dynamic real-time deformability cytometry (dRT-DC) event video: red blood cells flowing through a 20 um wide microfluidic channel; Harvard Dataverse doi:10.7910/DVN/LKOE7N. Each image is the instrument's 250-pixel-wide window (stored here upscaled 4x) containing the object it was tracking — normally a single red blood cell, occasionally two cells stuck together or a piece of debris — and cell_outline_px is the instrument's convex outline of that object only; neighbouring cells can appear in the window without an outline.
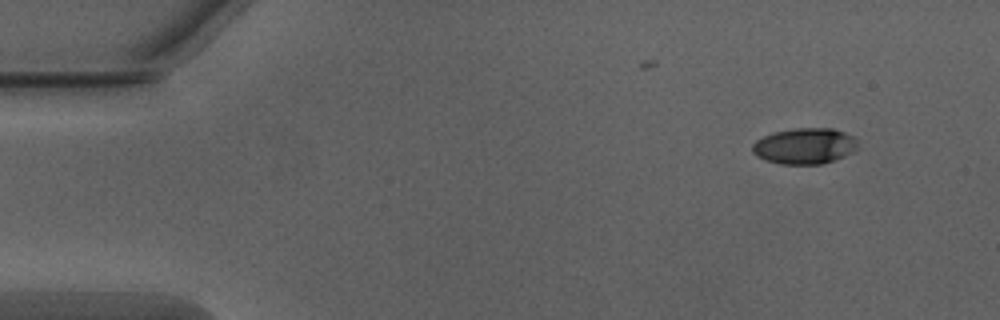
{"species": "Egyptian fruit bat (a non-hibernating species)", "species_latin": "Rousettus aegyptiacus", "temperature_condition": "warm", "stored_images_in_passage": 11, "camera_frame_rate_fps": 3000, "um_per_image_px": 0.085, "animal": {"sex": "male"}, "frame": {"image": 1, "passage_image": 1, "time_ms": 0.0, "image_size_px": [1000, 320], "cell_outline_px": [[860, 148], [844, 156], [820, 164], [780, 164], [764, 160], [756, 156], [752, 152], [752, 144], [756, 140], [772, 132], [796, 128], [832, 128], [844, 132], [852, 136], [856, 140]], "centroid_in_image_um": [68.38, 12.41], "position_along_channel_um": 16.6, "area_um2": 22.2}}